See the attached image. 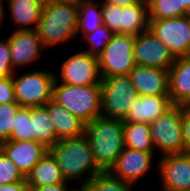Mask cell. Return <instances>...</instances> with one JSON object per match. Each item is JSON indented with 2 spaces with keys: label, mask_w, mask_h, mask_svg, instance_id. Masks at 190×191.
<instances>
[{
  "label": "cell",
  "mask_w": 190,
  "mask_h": 191,
  "mask_svg": "<svg viewBox=\"0 0 190 191\" xmlns=\"http://www.w3.org/2000/svg\"><path fill=\"white\" fill-rule=\"evenodd\" d=\"M49 151L56 159L64 180L70 184L78 183L76 188H83L101 172L85 134L76 138L61 139Z\"/></svg>",
  "instance_id": "cell-1"
},
{
  "label": "cell",
  "mask_w": 190,
  "mask_h": 191,
  "mask_svg": "<svg viewBox=\"0 0 190 191\" xmlns=\"http://www.w3.org/2000/svg\"><path fill=\"white\" fill-rule=\"evenodd\" d=\"M84 134L98 168L109 171L125 148L123 120L101 115L86 124Z\"/></svg>",
  "instance_id": "cell-2"
},
{
  "label": "cell",
  "mask_w": 190,
  "mask_h": 191,
  "mask_svg": "<svg viewBox=\"0 0 190 191\" xmlns=\"http://www.w3.org/2000/svg\"><path fill=\"white\" fill-rule=\"evenodd\" d=\"M78 1L43 7L37 32L45 48L77 38Z\"/></svg>",
  "instance_id": "cell-3"
},
{
  "label": "cell",
  "mask_w": 190,
  "mask_h": 191,
  "mask_svg": "<svg viewBox=\"0 0 190 191\" xmlns=\"http://www.w3.org/2000/svg\"><path fill=\"white\" fill-rule=\"evenodd\" d=\"M53 100L86 124L102 115L101 85L75 86L55 79Z\"/></svg>",
  "instance_id": "cell-4"
},
{
  "label": "cell",
  "mask_w": 190,
  "mask_h": 191,
  "mask_svg": "<svg viewBox=\"0 0 190 191\" xmlns=\"http://www.w3.org/2000/svg\"><path fill=\"white\" fill-rule=\"evenodd\" d=\"M15 71L12 76L16 102L25 108L42 106L53 99L55 72L49 70H28L23 74Z\"/></svg>",
  "instance_id": "cell-5"
},
{
  "label": "cell",
  "mask_w": 190,
  "mask_h": 191,
  "mask_svg": "<svg viewBox=\"0 0 190 191\" xmlns=\"http://www.w3.org/2000/svg\"><path fill=\"white\" fill-rule=\"evenodd\" d=\"M139 94L129 75L101 78L102 115L124 120Z\"/></svg>",
  "instance_id": "cell-6"
},
{
  "label": "cell",
  "mask_w": 190,
  "mask_h": 191,
  "mask_svg": "<svg viewBox=\"0 0 190 191\" xmlns=\"http://www.w3.org/2000/svg\"><path fill=\"white\" fill-rule=\"evenodd\" d=\"M153 146L160 156L185 153L181 106L173 105L149 123Z\"/></svg>",
  "instance_id": "cell-7"
},
{
  "label": "cell",
  "mask_w": 190,
  "mask_h": 191,
  "mask_svg": "<svg viewBox=\"0 0 190 191\" xmlns=\"http://www.w3.org/2000/svg\"><path fill=\"white\" fill-rule=\"evenodd\" d=\"M103 24L114 34L138 35L149 30L146 0L120 8L114 4H102Z\"/></svg>",
  "instance_id": "cell-8"
},
{
  "label": "cell",
  "mask_w": 190,
  "mask_h": 191,
  "mask_svg": "<svg viewBox=\"0 0 190 191\" xmlns=\"http://www.w3.org/2000/svg\"><path fill=\"white\" fill-rule=\"evenodd\" d=\"M135 35L115 34L98 56L101 78L128 75L136 66L134 58Z\"/></svg>",
  "instance_id": "cell-9"
},
{
  "label": "cell",
  "mask_w": 190,
  "mask_h": 191,
  "mask_svg": "<svg viewBox=\"0 0 190 191\" xmlns=\"http://www.w3.org/2000/svg\"><path fill=\"white\" fill-rule=\"evenodd\" d=\"M149 30L169 49L175 59L190 55L189 15L149 20Z\"/></svg>",
  "instance_id": "cell-10"
},
{
  "label": "cell",
  "mask_w": 190,
  "mask_h": 191,
  "mask_svg": "<svg viewBox=\"0 0 190 191\" xmlns=\"http://www.w3.org/2000/svg\"><path fill=\"white\" fill-rule=\"evenodd\" d=\"M55 79L60 83L75 86L101 85L98 57L79 50L66 58Z\"/></svg>",
  "instance_id": "cell-11"
},
{
  "label": "cell",
  "mask_w": 190,
  "mask_h": 191,
  "mask_svg": "<svg viewBox=\"0 0 190 191\" xmlns=\"http://www.w3.org/2000/svg\"><path fill=\"white\" fill-rule=\"evenodd\" d=\"M159 159L155 170L161 191H190V152L166 154Z\"/></svg>",
  "instance_id": "cell-12"
},
{
  "label": "cell",
  "mask_w": 190,
  "mask_h": 191,
  "mask_svg": "<svg viewBox=\"0 0 190 191\" xmlns=\"http://www.w3.org/2000/svg\"><path fill=\"white\" fill-rule=\"evenodd\" d=\"M9 40L12 67L14 71L27 69L40 60L46 49L39 38L37 30H12Z\"/></svg>",
  "instance_id": "cell-13"
},
{
  "label": "cell",
  "mask_w": 190,
  "mask_h": 191,
  "mask_svg": "<svg viewBox=\"0 0 190 191\" xmlns=\"http://www.w3.org/2000/svg\"><path fill=\"white\" fill-rule=\"evenodd\" d=\"M155 154L125 147L109 172L135 186L140 179L151 172Z\"/></svg>",
  "instance_id": "cell-14"
},
{
  "label": "cell",
  "mask_w": 190,
  "mask_h": 191,
  "mask_svg": "<svg viewBox=\"0 0 190 191\" xmlns=\"http://www.w3.org/2000/svg\"><path fill=\"white\" fill-rule=\"evenodd\" d=\"M136 65L169 69L175 58L169 49L150 30L136 35L134 45Z\"/></svg>",
  "instance_id": "cell-15"
},
{
  "label": "cell",
  "mask_w": 190,
  "mask_h": 191,
  "mask_svg": "<svg viewBox=\"0 0 190 191\" xmlns=\"http://www.w3.org/2000/svg\"><path fill=\"white\" fill-rule=\"evenodd\" d=\"M0 149L26 177L33 166L49 151L43 144L31 141L7 140L0 143Z\"/></svg>",
  "instance_id": "cell-16"
},
{
  "label": "cell",
  "mask_w": 190,
  "mask_h": 191,
  "mask_svg": "<svg viewBox=\"0 0 190 191\" xmlns=\"http://www.w3.org/2000/svg\"><path fill=\"white\" fill-rule=\"evenodd\" d=\"M141 96H169L168 69L136 65L128 74Z\"/></svg>",
  "instance_id": "cell-17"
},
{
  "label": "cell",
  "mask_w": 190,
  "mask_h": 191,
  "mask_svg": "<svg viewBox=\"0 0 190 191\" xmlns=\"http://www.w3.org/2000/svg\"><path fill=\"white\" fill-rule=\"evenodd\" d=\"M168 76L171 103L184 106L190 99V55L176 58L168 69Z\"/></svg>",
  "instance_id": "cell-18"
},
{
  "label": "cell",
  "mask_w": 190,
  "mask_h": 191,
  "mask_svg": "<svg viewBox=\"0 0 190 191\" xmlns=\"http://www.w3.org/2000/svg\"><path fill=\"white\" fill-rule=\"evenodd\" d=\"M173 104L169 96H141L130 106V111L123 121L150 123L164 114Z\"/></svg>",
  "instance_id": "cell-19"
},
{
  "label": "cell",
  "mask_w": 190,
  "mask_h": 191,
  "mask_svg": "<svg viewBox=\"0 0 190 191\" xmlns=\"http://www.w3.org/2000/svg\"><path fill=\"white\" fill-rule=\"evenodd\" d=\"M45 106L59 140L84 135L86 123L79 117L70 113L53 99L45 104Z\"/></svg>",
  "instance_id": "cell-20"
},
{
  "label": "cell",
  "mask_w": 190,
  "mask_h": 191,
  "mask_svg": "<svg viewBox=\"0 0 190 191\" xmlns=\"http://www.w3.org/2000/svg\"><path fill=\"white\" fill-rule=\"evenodd\" d=\"M9 16L14 30H36L43 5L40 0H7Z\"/></svg>",
  "instance_id": "cell-21"
},
{
  "label": "cell",
  "mask_w": 190,
  "mask_h": 191,
  "mask_svg": "<svg viewBox=\"0 0 190 191\" xmlns=\"http://www.w3.org/2000/svg\"><path fill=\"white\" fill-rule=\"evenodd\" d=\"M29 187H41L59 183H68L64 180L56 159L50 151L33 166L25 177Z\"/></svg>",
  "instance_id": "cell-22"
},
{
  "label": "cell",
  "mask_w": 190,
  "mask_h": 191,
  "mask_svg": "<svg viewBox=\"0 0 190 191\" xmlns=\"http://www.w3.org/2000/svg\"><path fill=\"white\" fill-rule=\"evenodd\" d=\"M30 119L32 120V140L43 144L48 149L59 141L45 105L30 107Z\"/></svg>",
  "instance_id": "cell-23"
},
{
  "label": "cell",
  "mask_w": 190,
  "mask_h": 191,
  "mask_svg": "<svg viewBox=\"0 0 190 191\" xmlns=\"http://www.w3.org/2000/svg\"><path fill=\"white\" fill-rule=\"evenodd\" d=\"M103 25L100 0H80L78 5L77 37L82 39ZM81 36V37H80Z\"/></svg>",
  "instance_id": "cell-24"
},
{
  "label": "cell",
  "mask_w": 190,
  "mask_h": 191,
  "mask_svg": "<svg viewBox=\"0 0 190 191\" xmlns=\"http://www.w3.org/2000/svg\"><path fill=\"white\" fill-rule=\"evenodd\" d=\"M123 138L125 147L156 153L150 135L149 123L123 121Z\"/></svg>",
  "instance_id": "cell-25"
},
{
  "label": "cell",
  "mask_w": 190,
  "mask_h": 191,
  "mask_svg": "<svg viewBox=\"0 0 190 191\" xmlns=\"http://www.w3.org/2000/svg\"><path fill=\"white\" fill-rule=\"evenodd\" d=\"M84 191H135L131 185L109 171L97 173L83 188Z\"/></svg>",
  "instance_id": "cell-26"
},
{
  "label": "cell",
  "mask_w": 190,
  "mask_h": 191,
  "mask_svg": "<svg viewBox=\"0 0 190 191\" xmlns=\"http://www.w3.org/2000/svg\"><path fill=\"white\" fill-rule=\"evenodd\" d=\"M149 20L179 17V0H147Z\"/></svg>",
  "instance_id": "cell-27"
},
{
  "label": "cell",
  "mask_w": 190,
  "mask_h": 191,
  "mask_svg": "<svg viewBox=\"0 0 190 191\" xmlns=\"http://www.w3.org/2000/svg\"><path fill=\"white\" fill-rule=\"evenodd\" d=\"M9 140H32V120L30 119V107H21L18 110Z\"/></svg>",
  "instance_id": "cell-28"
},
{
  "label": "cell",
  "mask_w": 190,
  "mask_h": 191,
  "mask_svg": "<svg viewBox=\"0 0 190 191\" xmlns=\"http://www.w3.org/2000/svg\"><path fill=\"white\" fill-rule=\"evenodd\" d=\"M115 34L111 32L104 24L92 33L86 34L82 40L87 42L88 46L85 51L88 53L99 56L105 49L106 45L111 42Z\"/></svg>",
  "instance_id": "cell-29"
},
{
  "label": "cell",
  "mask_w": 190,
  "mask_h": 191,
  "mask_svg": "<svg viewBox=\"0 0 190 191\" xmlns=\"http://www.w3.org/2000/svg\"><path fill=\"white\" fill-rule=\"evenodd\" d=\"M20 108L17 102L0 104V143L10 139L12 126Z\"/></svg>",
  "instance_id": "cell-30"
},
{
  "label": "cell",
  "mask_w": 190,
  "mask_h": 191,
  "mask_svg": "<svg viewBox=\"0 0 190 191\" xmlns=\"http://www.w3.org/2000/svg\"><path fill=\"white\" fill-rule=\"evenodd\" d=\"M25 181L18 167L0 149V186Z\"/></svg>",
  "instance_id": "cell-31"
},
{
  "label": "cell",
  "mask_w": 190,
  "mask_h": 191,
  "mask_svg": "<svg viewBox=\"0 0 190 191\" xmlns=\"http://www.w3.org/2000/svg\"><path fill=\"white\" fill-rule=\"evenodd\" d=\"M14 73L9 40L0 38V77H12Z\"/></svg>",
  "instance_id": "cell-32"
},
{
  "label": "cell",
  "mask_w": 190,
  "mask_h": 191,
  "mask_svg": "<svg viewBox=\"0 0 190 191\" xmlns=\"http://www.w3.org/2000/svg\"><path fill=\"white\" fill-rule=\"evenodd\" d=\"M16 102L12 77H0V104Z\"/></svg>",
  "instance_id": "cell-33"
},
{
  "label": "cell",
  "mask_w": 190,
  "mask_h": 191,
  "mask_svg": "<svg viewBox=\"0 0 190 191\" xmlns=\"http://www.w3.org/2000/svg\"><path fill=\"white\" fill-rule=\"evenodd\" d=\"M181 120L185 152H190V110L181 106Z\"/></svg>",
  "instance_id": "cell-34"
},
{
  "label": "cell",
  "mask_w": 190,
  "mask_h": 191,
  "mask_svg": "<svg viewBox=\"0 0 190 191\" xmlns=\"http://www.w3.org/2000/svg\"><path fill=\"white\" fill-rule=\"evenodd\" d=\"M68 184L70 183H59L41 187H29V191H71L69 190ZM74 190L75 189H73L72 191Z\"/></svg>",
  "instance_id": "cell-35"
},
{
  "label": "cell",
  "mask_w": 190,
  "mask_h": 191,
  "mask_svg": "<svg viewBox=\"0 0 190 191\" xmlns=\"http://www.w3.org/2000/svg\"><path fill=\"white\" fill-rule=\"evenodd\" d=\"M29 190L30 188L26 180L22 182L9 183L0 186V191H29Z\"/></svg>",
  "instance_id": "cell-36"
},
{
  "label": "cell",
  "mask_w": 190,
  "mask_h": 191,
  "mask_svg": "<svg viewBox=\"0 0 190 191\" xmlns=\"http://www.w3.org/2000/svg\"><path fill=\"white\" fill-rule=\"evenodd\" d=\"M102 4H114L120 8H125L137 3H140L142 0H100Z\"/></svg>",
  "instance_id": "cell-37"
},
{
  "label": "cell",
  "mask_w": 190,
  "mask_h": 191,
  "mask_svg": "<svg viewBox=\"0 0 190 191\" xmlns=\"http://www.w3.org/2000/svg\"><path fill=\"white\" fill-rule=\"evenodd\" d=\"M190 15V0H179V17Z\"/></svg>",
  "instance_id": "cell-38"
},
{
  "label": "cell",
  "mask_w": 190,
  "mask_h": 191,
  "mask_svg": "<svg viewBox=\"0 0 190 191\" xmlns=\"http://www.w3.org/2000/svg\"><path fill=\"white\" fill-rule=\"evenodd\" d=\"M43 7L49 6V5H53V4H58V3H63V2H67V1H80V0H40Z\"/></svg>",
  "instance_id": "cell-39"
},
{
  "label": "cell",
  "mask_w": 190,
  "mask_h": 191,
  "mask_svg": "<svg viewBox=\"0 0 190 191\" xmlns=\"http://www.w3.org/2000/svg\"><path fill=\"white\" fill-rule=\"evenodd\" d=\"M5 3L4 2H2L1 0H0V27L2 26L1 24L2 23H4V19H5V12H6V10H5V5H4Z\"/></svg>",
  "instance_id": "cell-40"
},
{
  "label": "cell",
  "mask_w": 190,
  "mask_h": 191,
  "mask_svg": "<svg viewBox=\"0 0 190 191\" xmlns=\"http://www.w3.org/2000/svg\"><path fill=\"white\" fill-rule=\"evenodd\" d=\"M184 107L188 110H190V99L188 100V102L184 105Z\"/></svg>",
  "instance_id": "cell-41"
},
{
  "label": "cell",
  "mask_w": 190,
  "mask_h": 191,
  "mask_svg": "<svg viewBox=\"0 0 190 191\" xmlns=\"http://www.w3.org/2000/svg\"><path fill=\"white\" fill-rule=\"evenodd\" d=\"M74 191H84L82 188H76Z\"/></svg>",
  "instance_id": "cell-42"
}]
</instances>
